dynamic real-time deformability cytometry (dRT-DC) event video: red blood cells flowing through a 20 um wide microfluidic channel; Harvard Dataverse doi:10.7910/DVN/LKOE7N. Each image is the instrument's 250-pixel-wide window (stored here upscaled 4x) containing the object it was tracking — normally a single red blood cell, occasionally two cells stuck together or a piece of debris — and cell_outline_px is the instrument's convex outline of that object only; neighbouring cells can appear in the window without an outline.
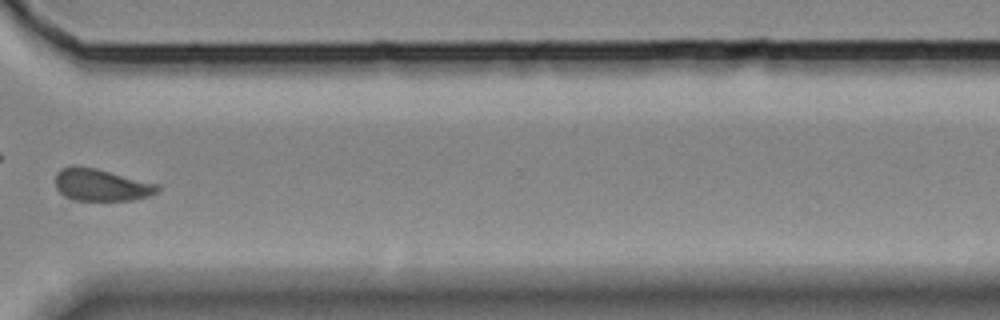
{"species": "Egyptian fruit bat (a non-hibernating species)", "species_latin": "Rousettus aegyptiacus", "temperature_condition": "room temperature", "stored_images_in_passage": 39, "camera_frame_rate_fps": 3000, "um_per_image_px": 0.085, "animal": {"sex": "female"}, "frame": {"image": 1, "passage_image": 29, "time_ms": 9.333, "image_size_px": [1000, 320], "cell_outline_px": [[160, 188], [156, 192], [148, 196], [132, 200], [72, 200], [64, 196], [56, 188], [56, 172], [60, 168], [72, 164], [96, 168], [160, 184]], "centroid_in_image_um": [8.58, 15.7], "position_along_channel_um": 362.0, "area_um2": 19.36}}
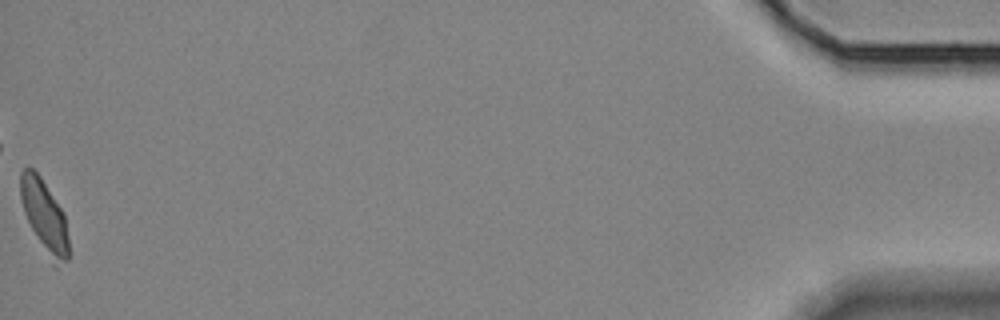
{"frame": {"image": 2, "passage_image": 39, "time_ms": 12.667, "image_size_px": [1000, 320], "cell_outline_px": [[68, 260], [56, 268], [32, 228], [24, 212], [20, 200], [20, 172], [24, 168], [32, 168], [40, 176], [60, 208], [64, 216], [68, 240]], "centroid_in_image_um": [3.76, 18.36], "position_along_channel_um": 431.4, "area_um2": 19.54}}